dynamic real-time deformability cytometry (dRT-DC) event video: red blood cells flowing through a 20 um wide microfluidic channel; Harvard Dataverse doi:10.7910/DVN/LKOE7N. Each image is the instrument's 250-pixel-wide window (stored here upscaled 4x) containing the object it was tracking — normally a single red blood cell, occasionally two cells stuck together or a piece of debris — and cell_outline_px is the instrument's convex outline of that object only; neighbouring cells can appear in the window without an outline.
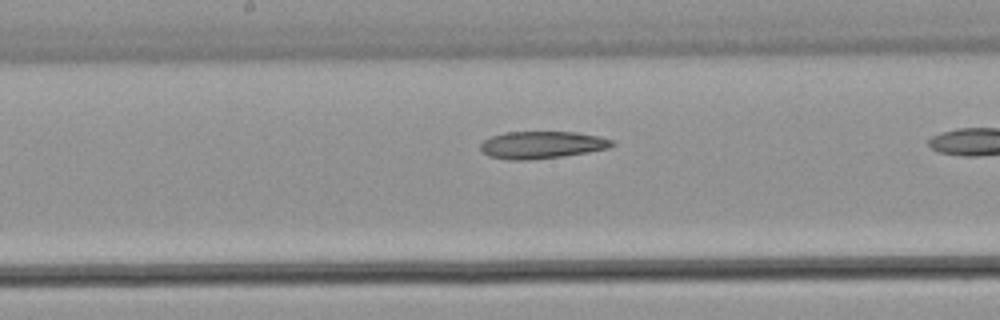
{"species": "common noctule bat (a hibernating species)", "species_latin": "Nyctalus noctula", "temperature_condition": "warm", "stored_images_in_passage": 16, "camera_frame_rate_fps": 3000, "um_per_image_px": 0.085, "animal": {"sex": "male", "body_mass_g": 21.5, "forearm_length_mm": 52.0}, "frame": {"image": 1, "passage_image": 10, "time_ms": 3.0, "image_size_px": [1000, 320], "cell_outline_px": [[616, 144], [608, 148], [588, 152], [564, 156], [528, 160], [508, 160], [488, 156], [480, 152], [480, 144], [484, 140], [492, 136], [504, 132], [576, 132], [600, 136], [616, 140]], "centroid_in_image_um": [46.07, 12.32], "position_along_channel_um": 202.1, "area_um2": 21.21}}